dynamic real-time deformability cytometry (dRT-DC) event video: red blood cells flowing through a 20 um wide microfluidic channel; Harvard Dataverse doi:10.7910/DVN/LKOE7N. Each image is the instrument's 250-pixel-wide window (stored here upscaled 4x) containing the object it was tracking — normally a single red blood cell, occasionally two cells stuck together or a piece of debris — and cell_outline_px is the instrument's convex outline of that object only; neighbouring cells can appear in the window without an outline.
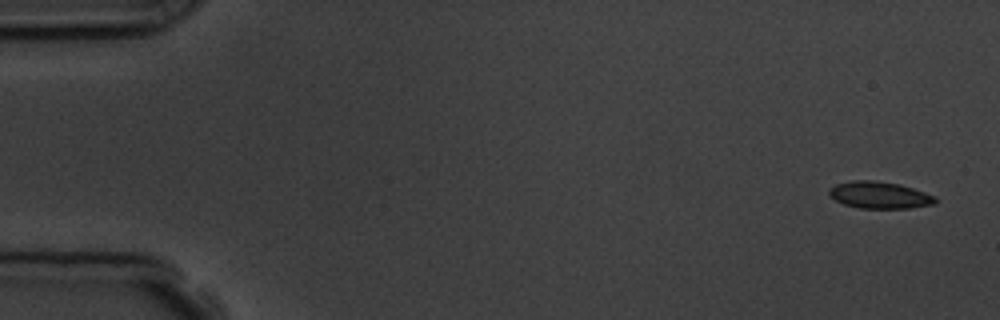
{"species": "common noctule bat (a hibernating species)", "species_latin": "Nyctalus noctula", "temperature_condition": "room temperature", "stored_images_in_passage": 5, "camera_frame_rate_fps": 3000, "um_per_image_px": 0.085, "animal": {"sex": "male", "body_mass_g": 19.5, "forearm_length_mm": 54.6}, "frame": {"image": 1, "passage_image": 1, "time_ms": 0.0, "image_size_px": [1000, 320], "cell_outline_px": [[936, 204], [908, 208], [860, 208], [844, 204], [836, 200], [828, 192], [828, 188], [836, 184], [852, 180], [872, 180], [900, 184], [936, 196]], "centroid_in_image_um": [74.76, 16.57], "position_along_channel_um": 10.2, "area_um2": 16.59}}
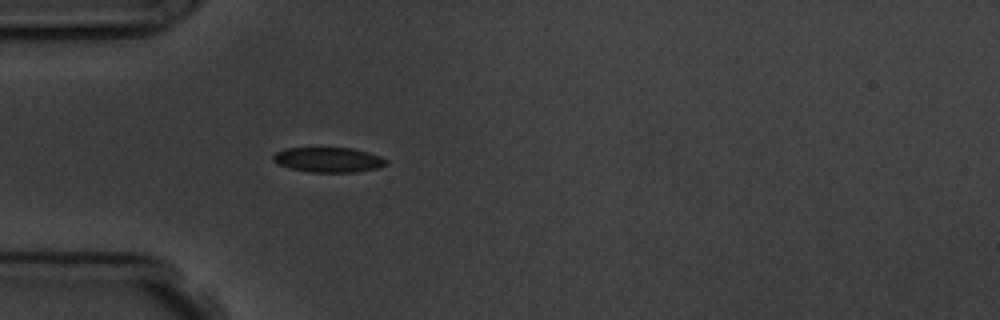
{"frame": {"image": 2, "passage_image": 5, "time_ms": 4.667, "image_size_px": [1000, 320], "cell_outline_px": [[388, 164], [376, 168], [356, 172], [308, 172], [288, 168], [276, 164], [272, 160], [272, 156], [276, 152], [284, 148], [352, 148], [368, 152], [380, 156], [388, 160]], "centroid_in_image_um": [27.88, 13.58], "position_along_channel_um": 57.1, "area_um2": 16.59}}